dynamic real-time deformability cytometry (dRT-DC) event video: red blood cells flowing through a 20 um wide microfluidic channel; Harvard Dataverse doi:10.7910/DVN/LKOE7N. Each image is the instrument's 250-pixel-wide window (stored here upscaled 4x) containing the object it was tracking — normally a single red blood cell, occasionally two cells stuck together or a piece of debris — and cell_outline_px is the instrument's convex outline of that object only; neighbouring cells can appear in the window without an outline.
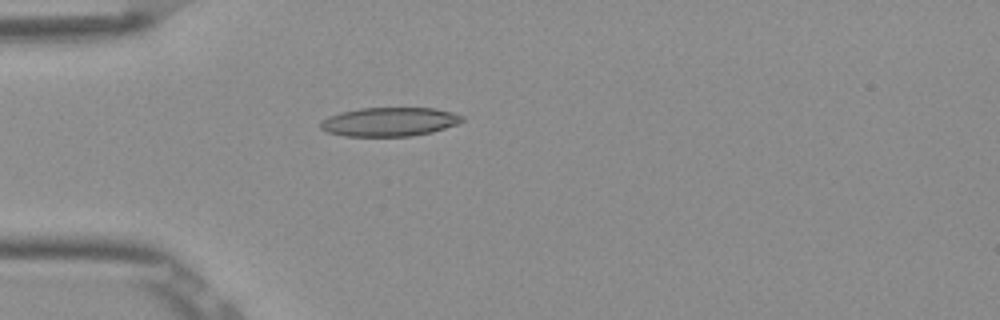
{"species": "Egyptian fruit bat (a non-hibernating species)", "species_latin": "Rousettus aegyptiacus", "temperature_condition": "room temperature", "stored_images_in_passage": 4, "camera_frame_rate_fps": 3000, "um_per_image_px": 0.085, "frame": {"image": 1, "passage_image": 4, "time_ms": 1.0, "image_size_px": [1000, 320], "cell_outline_px": [[464, 120], [456, 124], [432, 132], [412, 136], [344, 136], [328, 132], [320, 128], [320, 124], [328, 116], [340, 112], [360, 108], [436, 108], [452, 112], [464, 116]], "centroid_in_image_um": [33.11, 10.35], "position_along_channel_um": 51.9, "area_um2": 23.81}}